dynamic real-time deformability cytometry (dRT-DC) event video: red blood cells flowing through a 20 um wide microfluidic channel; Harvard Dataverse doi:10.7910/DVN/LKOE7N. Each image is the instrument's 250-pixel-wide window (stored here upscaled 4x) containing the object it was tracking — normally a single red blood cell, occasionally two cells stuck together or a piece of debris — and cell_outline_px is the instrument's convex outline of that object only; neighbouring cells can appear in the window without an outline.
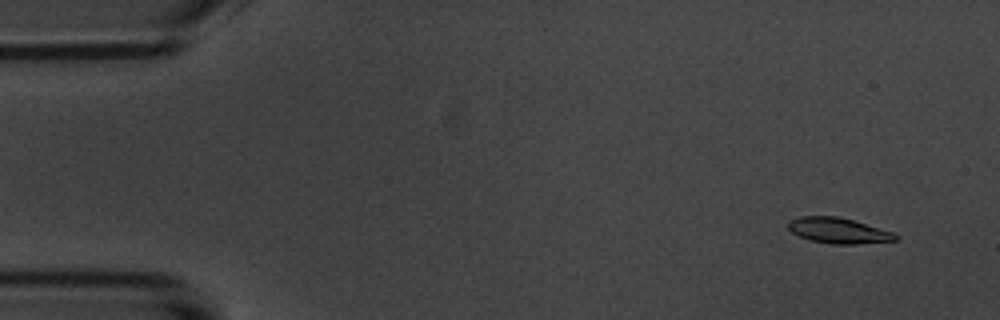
{"species": "common noctule bat (a hibernating species)", "species_latin": "Nyctalus noctula", "temperature_condition": "room temperature", "stored_images_in_passage": 8, "camera_frame_rate_fps": 3000, "um_per_image_px": 0.085, "animal": {"sex": "male", "body_mass_g": 20.1, "forearm_length_mm": 53.5}, "frame": {"image": 1, "passage_image": 1, "time_ms": 0.0, "image_size_px": [1000, 320], "cell_outline_px": [[900, 236], [896, 240], [856, 244], [832, 244], [808, 240], [792, 232], [788, 228], [788, 220], [800, 216], [836, 216], [852, 220], [892, 232]], "centroid_in_image_um": [71.22, 19.6], "position_along_channel_um": 13.8, "area_um2": 15.9}}
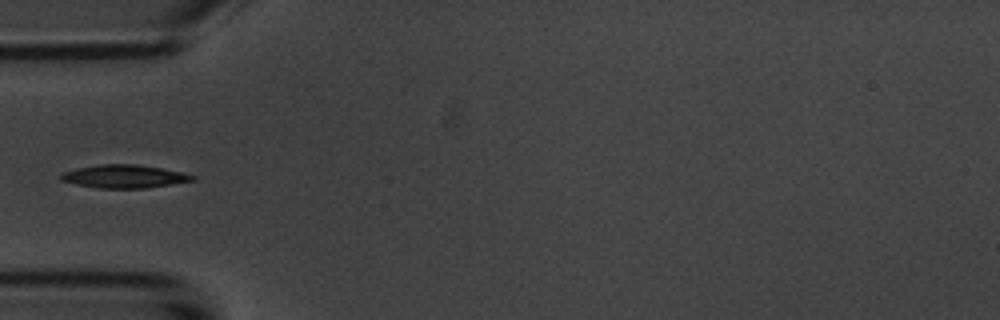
{"frame": {"image": 2, "passage_image": 5, "time_ms": 4.667, "image_size_px": [1000, 320], "cell_outline_px": [[196, 180], [144, 188], [100, 188], [76, 184], [60, 180], [60, 172], [76, 168], [100, 164], [136, 164], [160, 168], [180, 172], [196, 176]], "centroid_in_image_um": [10.51, 14.99], "position_along_channel_um": 74.5, "area_um2": 17.63}}
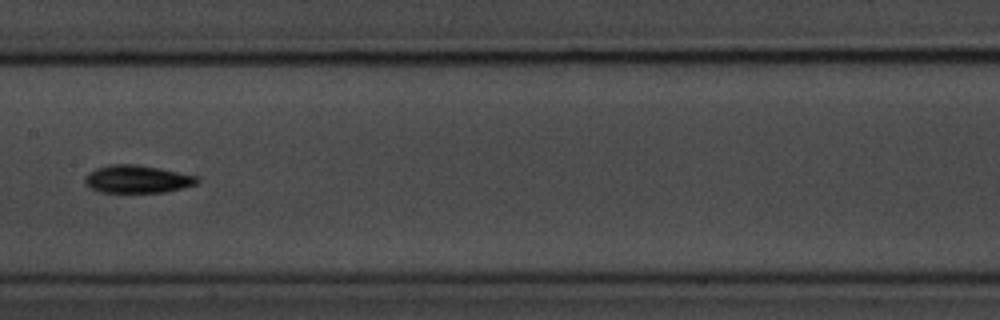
{"frame": {"image": 3, "passage_image": 8, "time_ms": 8.0, "image_size_px": [1000, 320], "cell_outline_px": [[200, 180], [196, 184], [184, 188], [164, 192], [100, 192], [84, 184], [84, 176], [88, 172], [96, 168], [108, 164], [136, 164], [160, 168], [200, 176]], "centroid_in_image_um": [11.68, 15.21], "position_along_channel_um": 195.7, "area_um2": 18.44}}